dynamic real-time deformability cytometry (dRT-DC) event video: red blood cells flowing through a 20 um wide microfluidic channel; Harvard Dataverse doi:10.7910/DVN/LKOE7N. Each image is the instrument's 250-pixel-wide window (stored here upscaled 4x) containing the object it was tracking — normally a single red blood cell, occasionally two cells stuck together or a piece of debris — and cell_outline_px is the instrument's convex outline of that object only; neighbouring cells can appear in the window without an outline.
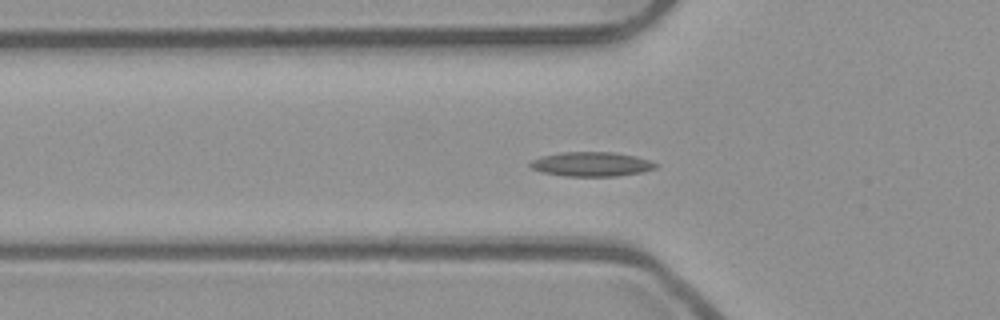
{"species": "common noctule bat (a hibernating species)", "species_latin": "Nyctalus noctula", "temperature_condition": "room temperature", "stored_images_in_passage": 54, "camera_frame_rate_fps": 3000, "um_per_image_px": 0.085, "animal": {"sex": "male", "body_mass_g": 23.1, "forearm_length_mm": 52.7}, "frame": {"image": 1, "passage_image": 18, "time_ms": 5.667, "image_size_px": [1000, 320], "cell_outline_px": [[660, 164], [656, 168], [644, 172], [616, 176], [564, 176], [540, 172], [532, 168], [528, 164], [532, 160], [540, 156], [560, 152], [616, 152], [636, 156]], "centroid_in_image_um": [50.28, 13.95], "position_along_channel_um": 75.5, "area_um2": 18.09}}
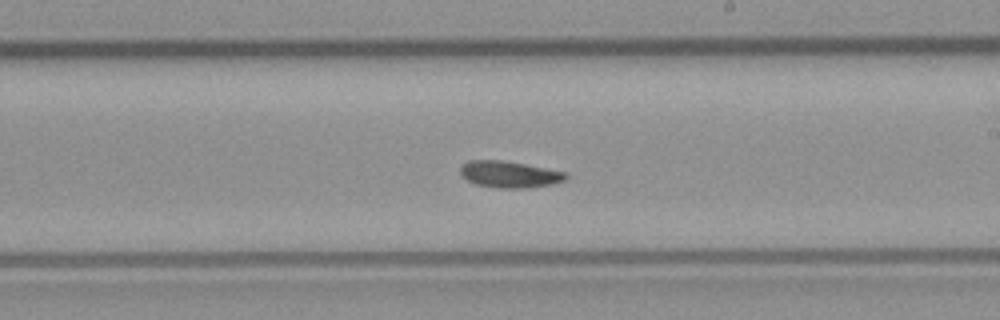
{"frame": {"image": 2, "passage_image": 31, "time_ms": 10.0, "image_size_px": [1000, 320], "cell_outline_px": [[568, 176], [564, 180], [552, 184], [528, 188], [496, 188], [476, 184], [468, 180], [460, 172], [460, 168], [468, 160], [500, 160], [524, 164], [568, 172]], "centroid_in_image_um": [43.33, 14.82], "position_along_channel_um": 245.7, "area_um2": 16.24}}
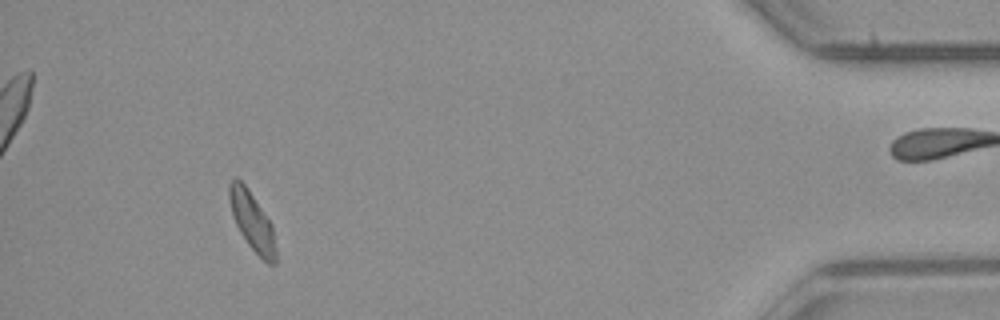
{"frame": {"image": 3, "passage_image": 49, "time_ms": 16.0, "image_size_px": [1000, 320], "cell_outline_px": [[276, 264], [268, 264], [248, 244], [240, 232], [232, 216], [228, 196], [228, 184], [232, 176], [236, 176], [248, 188], [272, 224], [276, 248]], "centroid_in_image_um": [21.41, 18.76], "position_along_channel_um": 413.8, "area_um2": 16.01}, "authors_computed_cell_mechanics": {"area_um2": 16.2129, "velocity_mm_per_s": 3.9097, "shape_relaxation_time_tau1_ms": 6.5295, "shape_relaxation_time_tau2_ms": 7.6807, "deformation_change_tau1": 0.11, "deformation_change_tau2": 0.1399}}